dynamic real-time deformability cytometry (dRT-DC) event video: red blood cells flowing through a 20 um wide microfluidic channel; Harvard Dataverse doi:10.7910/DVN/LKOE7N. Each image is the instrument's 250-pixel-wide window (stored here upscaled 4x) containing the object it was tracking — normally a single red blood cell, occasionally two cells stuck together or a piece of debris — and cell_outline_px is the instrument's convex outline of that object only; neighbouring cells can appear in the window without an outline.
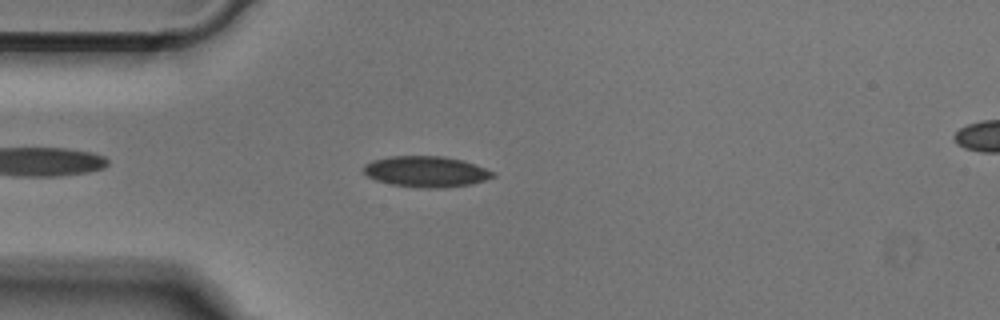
{"species": "Egyptian fruit bat (a non-hibernating species)", "species_latin": "Rousettus aegyptiacus", "temperature_condition": "cold", "stored_images_in_passage": 44, "camera_frame_rate_fps": 3000, "um_per_image_px": 0.085, "animal": {"sex": "male"}, "frame": {"image": 1, "passage_image": 6, "time_ms": 1.667, "image_size_px": [1000, 320], "cell_outline_px": [[496, 176], [472, 184], [444, 188], [416, 188], [392, 184], [376, 180], [368, 176], [364, 172], [364, 164], [372, 160], [388, 156], [444, 156], [460, 160], [496, 172]], "centroid_in_image_um": [36.21, 14.59], "position_along_channel_um": 48.8, "area_um2": 23.29}}
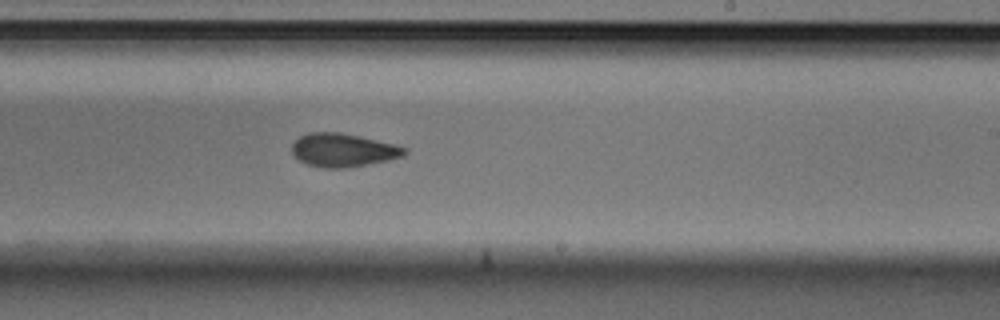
{"frame": {"image": 2, "passage_image": 23, "time_ms": 7.333, "image_size_px": [1000, 320], "cell_outline_px": [[408, 152], [404, 156], [388, 160], [348, 168], [324, 168], [308, 164], [300, 160], [292, 152], [292, 144], [300, 136], [308, 132], [340, 132], [376, 140], [408, 148]], "centroid_in_image_um": [29.17, 12.76], "position_along_channel_um": 259.8, "area_um2": 21.79}}
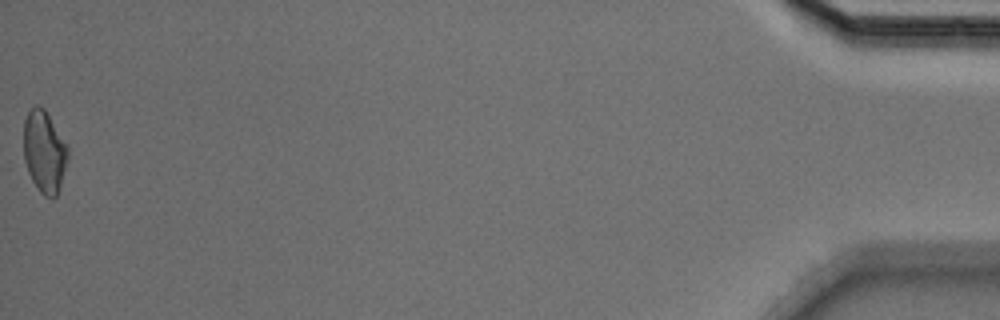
{"frame": {"image": 3, "passage_image": 44, "time_ms": 14.333, "image_size_px": [1000, 320], "cell_outline_px": [[68, 160], [56, 196], [52, 200], [44, 196], [40, 192], [32, 180], [28, 172], [24, 160], [24, 120], [28, 112], [36, 104], [44, 108], [68, 148]], "centroid_in_image_um": [3.75, 12.92], "position_along_channel_um": 431.4, "area_um2": 20.92}}